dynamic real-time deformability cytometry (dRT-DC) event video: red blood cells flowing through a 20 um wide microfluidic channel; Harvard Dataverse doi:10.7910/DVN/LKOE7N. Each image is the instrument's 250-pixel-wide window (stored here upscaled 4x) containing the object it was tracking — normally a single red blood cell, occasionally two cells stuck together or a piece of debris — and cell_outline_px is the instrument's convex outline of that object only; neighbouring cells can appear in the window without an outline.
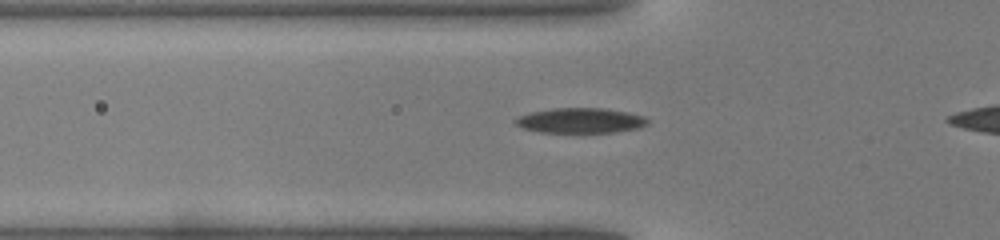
{"species": "common noctule bat (a hibernating species)", "species_latin": "Nyctalus noctula", "temperature_condition": "warm", "stored_images_in_passage": 6, "camera_frame_rate_fps": 3000, "um_per_image_px": 0.085, "animal": {"sex": "male", "body_mass_g": 19.0, "forearm_length_mm": 50.8}, "frame": {"image": 1, "passage_image": 4, "time_ms": 1.0, "image_size_px": [1000, 240], "cell_outline_px": [[648, 124], [640, 128], [616, 132], [540, 132], [524, 128], [516, 124], [512, 120], [520, 116], [532, 112], [552, 108], [604, 108], [628, 112], [644, 116], [648, 120]], "centroid_in_image_um": [49.37, 10.24], "position_along_channel_um": 76.4, "area_um2": 19.31}}